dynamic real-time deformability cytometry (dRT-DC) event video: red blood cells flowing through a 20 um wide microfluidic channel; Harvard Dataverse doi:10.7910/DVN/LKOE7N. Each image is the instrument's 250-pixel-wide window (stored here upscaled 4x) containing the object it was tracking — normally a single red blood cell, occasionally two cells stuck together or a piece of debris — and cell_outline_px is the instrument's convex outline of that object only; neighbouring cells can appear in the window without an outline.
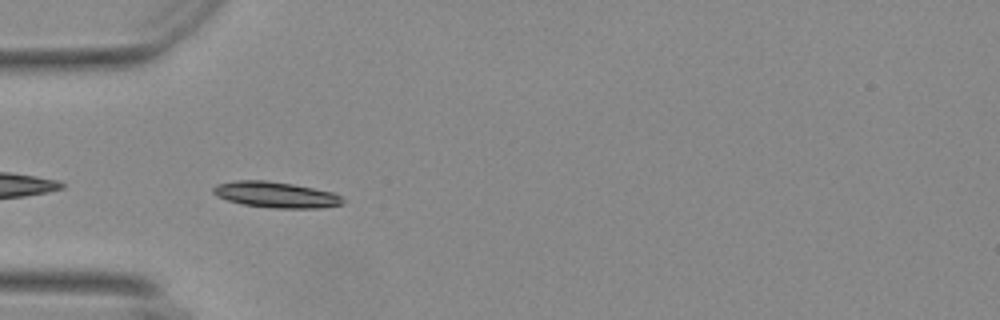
{"species": "Egyptian fruit bat (a non-hibernating species)", "species_latin": "Rousettus aegyptiacus", "temperature_condition": "warm", "stored_images_in_passage": 10, "camera_frame_rate_fps": 3000, "um_per_image_px": 0.085, "animal": {"sex": "female"}, "frame": {"image": 1, "passage_image": 2, "time_ms": 0.333, "image_size_px": [1000, 320], "cell_outline_px": [[344, 204], [316, 208], [276, 208], [244, 204], [228, 200], [216, 196], [212, 192], [212, 188], [216, 184], [240, 180], [264, 180], [292, 184], [332, 192], [340, 196], [344, 200]], "centroid_in_image_um": [23.43, 16.55], "position_along_channel_um": 61.6, "area_um2": 19.31}}
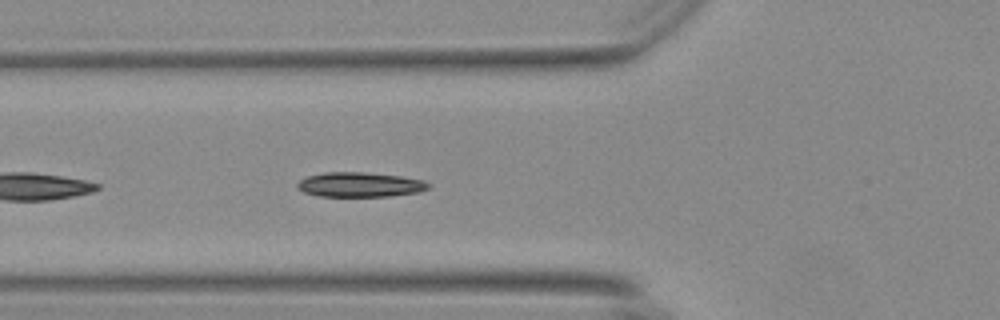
{"frame": {"image": 2, "passage_image": 5, "time_ms": 1.333, "image_size_px": [1000, 320], "cell_outline_px": [[432, 188], [420, 192], [388, 196], [320, 196], [304, 192], [296, 188], [296, 184], [300, 180], [308, 176], [324, 172], [364, 172], [400, 176], [424, 180], [432, 184]], "centroid_in_image_um": [30.64, 15.69], "position_along_channel_um": 95.2, "area_um2": 19.02}}